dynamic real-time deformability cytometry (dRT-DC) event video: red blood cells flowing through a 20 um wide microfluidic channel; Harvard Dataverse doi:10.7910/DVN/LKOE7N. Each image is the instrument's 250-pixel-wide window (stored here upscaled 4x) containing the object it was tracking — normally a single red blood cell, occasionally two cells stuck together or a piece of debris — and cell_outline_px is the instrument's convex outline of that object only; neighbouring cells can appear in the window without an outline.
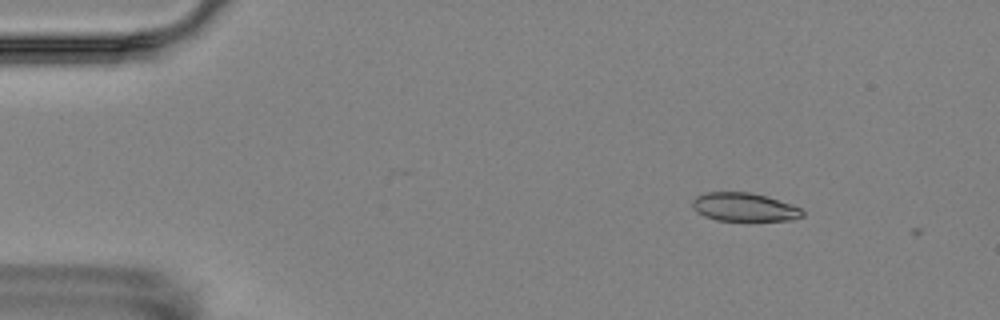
{"species": "Egyptian fruit bat (a non-hibernating species)", "species_latin": "Rousettus aegyptiacus", "temperature_condition": "room temperature", "stored_images_in_passage": 2, "camera_frame_rate_fps": 3000, "um_per_image_px": 0.085, "animal": {"sex": "female"}, "frame": {"image": 1, "passage_image": 1, "time_ms": 0.0, "image_size_px": [1000, 320], "cell_outline_px": [[804, 216], [792, 220], [716, 220], [704, 216], [696, 212], [692, 208], [692, 200], [696, 196], [704, 192], [752, 192], [792, 204], [800, 208], [804, 212]], "centroid_in_image_um": [63.23, 17.59], "position_along_channel_um": 21.8, "area_um2": 18.32}}